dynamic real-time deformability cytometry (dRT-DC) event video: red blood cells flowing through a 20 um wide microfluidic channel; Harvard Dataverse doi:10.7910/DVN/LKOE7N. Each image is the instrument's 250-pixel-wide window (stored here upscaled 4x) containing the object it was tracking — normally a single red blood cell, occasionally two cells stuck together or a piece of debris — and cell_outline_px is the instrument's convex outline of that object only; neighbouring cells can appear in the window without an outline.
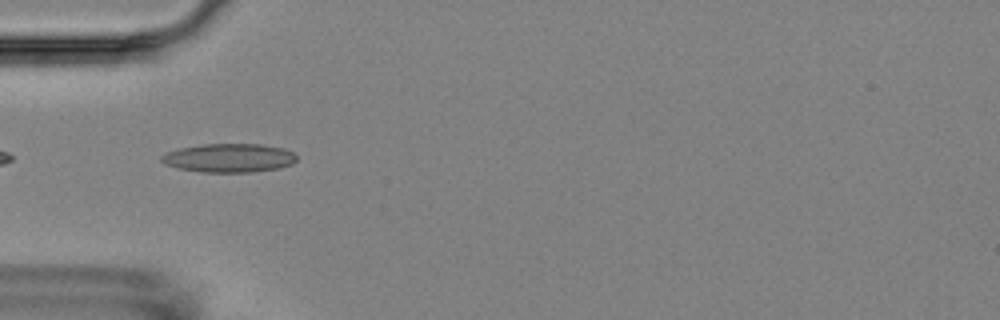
{"species": "Egyptian fruit bat (a non-hibernating species)", "species_latin": "Rousettus aegyptiacus", "temperature_condition": "room temperature", "stored_images_in_passage": 12, "camera_frame_rate_fps": 3000, "um_per_image_px": 0.085, "animal": {"sex": "female"}, "frame": {"image": 1, "passage_image": 2, "time_ms": 1.333, "image_size_px": [1000, 320], "cell_outline_px": [[296, 160], [292, 164], [280, 168], [248, 172], [204, 172], [176, 168], [164, 164], [160, 160], [160, 156], [164, 152], [180, 148], [200, 144], [260, 144], [284, 148], [292, 152], [296, 156]], "centroid_in_image_um": [19.42, 13.42], "position_along_channel_um": 65.6, "area_um2": 22.77}}
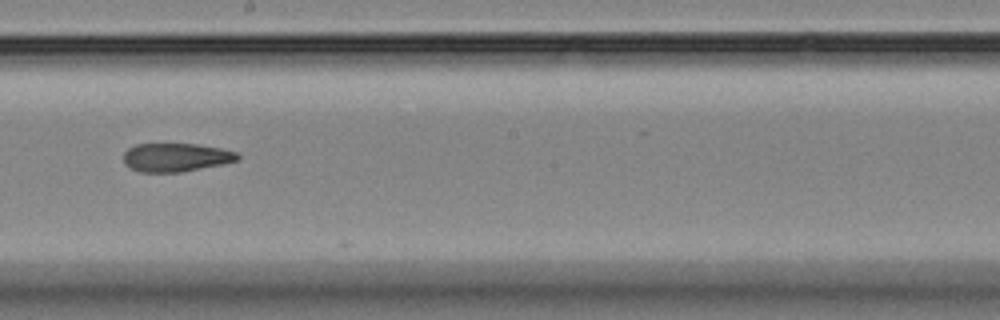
{"frame": {"image": 2, "passage_image": 6, "time_ms": 6.0, "image_size_px": [1000, 320], "cell_outline_px": [[240, 160], [180, 172], [140, 172], [124, 164], [124, 152], [128, 148], [136, 144], [196, 144], [220, 148], [236, 152], [240, 156]], "centroid_in_image_um": [14.94, 13.37], "position_along_channel_um": 233.3, "area_um2": 18.79}}
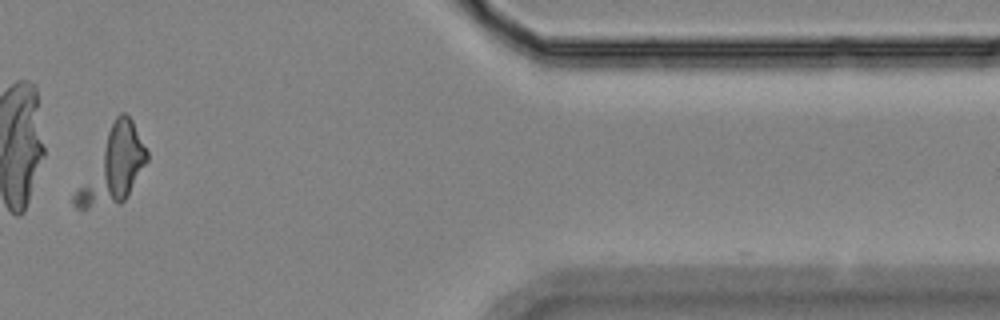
{"frame": {"image": 3, "passage_image": 10, "time_ms": 11.667, "image_size_px": [1000, 320], "cell_outline_px": [[148, 160], [128, 196], [120, 204], [88, 208], [76, 208], [72, 200], [72, 196], [116, 116], [120, 112], [124, 112], [132, 120], [148, 152]], "centroid_in_image_um": [9.61, 14.17], "position_along_channel_um": 401.8, "area_um2": 30.29}}